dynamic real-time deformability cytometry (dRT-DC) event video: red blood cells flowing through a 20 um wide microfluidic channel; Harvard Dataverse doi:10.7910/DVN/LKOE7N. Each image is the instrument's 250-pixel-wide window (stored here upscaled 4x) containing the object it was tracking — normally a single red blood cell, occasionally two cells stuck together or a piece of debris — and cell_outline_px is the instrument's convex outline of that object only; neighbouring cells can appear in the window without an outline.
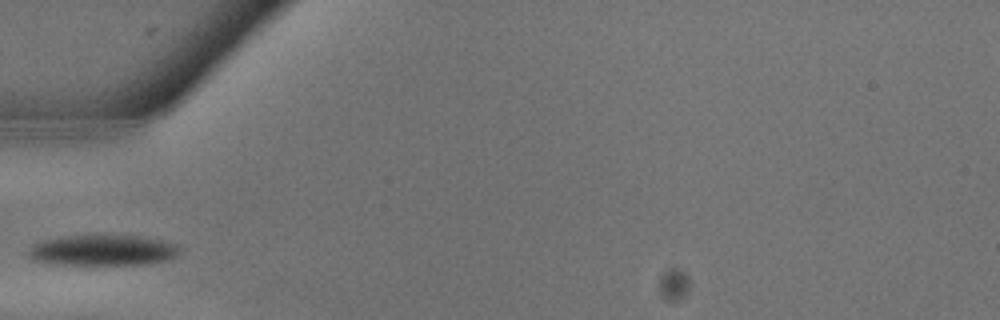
{"species": "common noctule bat (a hibernating species)", "species_latin": "Nyctalus noctula", "temperature_condition": "warm", "stored_images_in_passage": 8, "camera_frame_rate_fps": 3000, "um_per_image_px": 0.085, "animal": {"sex": "male", "body_mass_g": 13.3}, "frame": {"image": 1, "passage_image": 4, "time_ms": 1.0, "image_size_px": [1000, 320], "cell_outline_px": [[180, 248], [168, 260], [140, 264], [64, 264], [32, 260], [28, 256], [28, 248], [32, 244], [44, 240], [60, 236], [144, 236], [164, 240], [180, 244]], "centroid_in_image_um": [8.72, 21.26], "position_along_channel_um": 76.3, "area_um2": 26.82}}
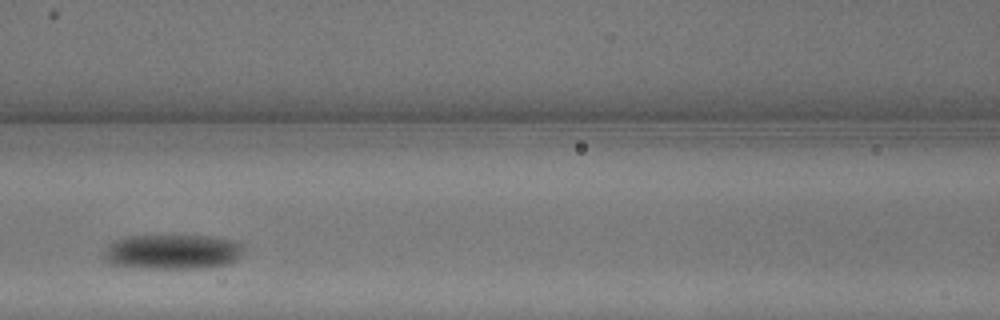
{"frame": {"image": 2, "passage_image": 7, "time_ms": 2.0, "image_size_px": [1000, 320], "cell_outline_px": [[244, 248], [236, 260], [228, 264], [200, 268], [140, 268], [108, 264], [104, 260], [104, 252], [108, 244], [112, 240], [124, 236], [216, 236], [232, 240], [244, 244]], "centroid_in_image_um": [14.63, 21.4], "position_along_channel_um": 152.0, "area_um2": 28.73}}